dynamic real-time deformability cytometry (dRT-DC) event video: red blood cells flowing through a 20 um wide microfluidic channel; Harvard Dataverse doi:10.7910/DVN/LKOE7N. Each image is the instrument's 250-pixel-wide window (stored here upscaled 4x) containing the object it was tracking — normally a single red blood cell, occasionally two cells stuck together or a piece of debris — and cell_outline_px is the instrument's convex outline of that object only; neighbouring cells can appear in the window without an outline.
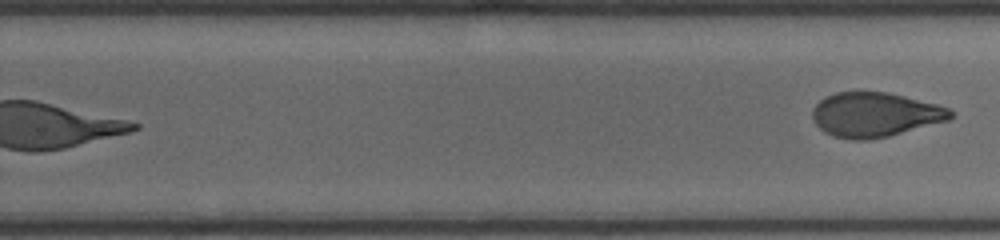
{"species": "human", "species_latin": "Homo sapiens", "temperature_condition": "cold", "stored_images_in_passage": 27, "segment_of_instrument_passage": [2, 2], "camera_frame_rate_fps": 3000, "um_per_image_px": 0.085, "donor": {"sex": "male"}, "frame": {"image": 1, "passage_image": 27, "time_ms": 8.667, "image_size_px": [1000, 240], "cell_outline_px": [[952, 116], [948, 120], [888, 136], [868, 140], [852, 140], [832, 136], [824, 132], [812, 120], [812, 108], [824, 96], [836, 92], [888, 92], [936, 104], [948, 108], [952, 112]], "centroid_in_image_um": [74.31, 9.75], "position_along_channel_um": 255.5, "area_um2": 35.72}}